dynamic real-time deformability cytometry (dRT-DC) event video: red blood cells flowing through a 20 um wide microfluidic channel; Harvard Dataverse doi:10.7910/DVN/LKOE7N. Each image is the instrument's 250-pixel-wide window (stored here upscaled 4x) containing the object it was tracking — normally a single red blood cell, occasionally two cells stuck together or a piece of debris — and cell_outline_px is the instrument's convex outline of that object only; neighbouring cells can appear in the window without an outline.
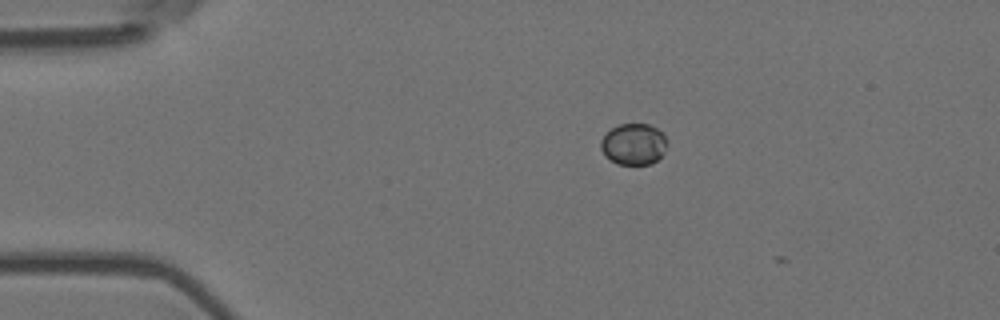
{"species": "Egyptian fruit bat (a non-hibernating species)", "species_latin": "Rousettus aegyptiacus", "temperature_condition": "room temperature", "stored_images_in_passage": 3, "camera_frame_rate_fps": 3000, "um_per_image_px": 0.085, "animal": {"sex": "female"}, "frame": {"image": 1, "passage_image": 1, "time_ms": 0.0, "image_size_px": [1000, 320], "cell_outline_px": [[668, 144], [664, 152], [652, 164], [616, 164], [604, 156], [600, 148], [600, 140], [612, 128], [620, 124], [648, 124], [656, 128], [668, 140]], "centroid_in_image_um": [53.85, 12.26], "position_along_channel_um": 31.2, "area_um2": 16.01}}